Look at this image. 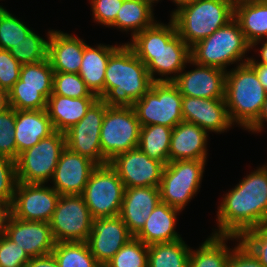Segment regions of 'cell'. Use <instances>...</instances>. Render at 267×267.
Segmentation results:
<instances>
[{
  "instance_id": "6da1fadb",
  "label": "cell",
  "mask_w": 267,
  "mask_h": 267,
  "mask_svg": "<svg viewBox=\"0 0 267 267\" xmlns=\"http://www.w3.org/2000/svg\"><path fill=\"white\" fill-rule=\"evenodd\" d=\"M214 235L240 236L267 219V165L245 176L225 194L217 211Z\"/></svg>"
},
{
  "instance_id": "7a4b0ae2",
  "label": "cell",
  "mask_w": 267,
  "mask_h": 267,
  "mask_svg": "<svg viewBox=\"0 0 267 267\" xmlns=\"http://www.w3.org/2000/svg\"><path fill=\"white\" fill-rule=\"evenodd\" d=\"M131 40L127 44L146 65L153 82L173 81L191 60L190 47L177 34L172 19L168 25L155 22ZM156 73L165 78H155Z\"/></svg>"
},
{
  "instance_id": "3957f363",
  "label": "cell",
  "mask_w": 267,
  "mask_h": 267,
  "mask_svg": "<svg viewBox=\"0 0 267 267\" xmlns=\"http://www.w3.org/2000/svg\"><path fill=\"white\" fill-rule=\"evenodd\" d=\"M152 82L146 65L133 49L127 43L119 45L108 60L101 100L110 107H134Z\"/></svg>"
},
{
  "instance_id": "277c9868",
  "label": "cell",
  "mask_w": 267,
  "mask_h": 267,
  "mask_svg": "<svg viewBox=\"0 0 267 267\" xmlns=\"http://www.w3.org/2000/svg\"><path fill=\"white\" fill-rule=\"evenodd\" d=\"M236 0H192L171 14L177 34L189 46L210 36L234 19Z\"/></svg>"
},
{
  "instance_id": "5b68a950",
  "label": "cell",
  "mask_w": 267,
  "mask_h": 267,
  "mask_svg": "<svg viewBox=\"0 0 267 267\" xmlns=\"http://www.w3.org/2000/svg\"><path fill=\"white\" fill-rule=\"evenodd\" d=\"M266 98L265 88L248 63L226 72L225 101L233 124L247 129L259 117Z\"/></svg>"
},
{
  "instance_id": "8992f818",
  "label": "cell",
  "mask_w": 267,
  "mask_h": 267,
  "mask_svg": "<svg viewBox=\"0 0 267 267\" xmlns=\"http://www.w3.org/2000/svg\"><path fill=\"white\" fill-rule=\"evenodd\" d=\"M251 45L245 38L239 23L233 19L210 36L190 47L191 61L202 66H209L226 71L227 65L235 62L245 64V53ZM242 61V62H241Z\"/></svg>"
},
{
  "instance_id": "52a82bcc",
  "label": "cell",
  "mask_w": 267,
  "mask_h": 267,
  "mask_svg": "<svg viewBox=\"0 0 267 267\" xmlns=\"http://www.w3.org/2000/svg\"><path fill=\"white\" fill-rule=\"evenodd\" d=\"M182 98L172 81L152 82L150 89L133 107L141 127L162 125L174 128L183 121Z\"/></svg>"
},
{
  "instance_id": "ba28073f",
  "label": "cell",
  "mask_w": 267,
  "mask_h": 267,
  "mask_svg": "<svg viewBox=\"0 0 267 267\" xmlns=\"http://www.w3.org/2000/svg\"><path fill=\"white\" fill-rule=\"evenodd\" d=\"M124 184L116 170L108 163L98 165L81 194L93 219L119 216Z\"/></svg>"
},
{
  "instance_id": "9c48e42d",
  "label": "cell",
  "mask_w": 267,
  "mask_h": 267,
  "mask_svg": "<svg viewBox=\"0 0 267 267\" xmlns=\"http://www.w3.org/2000/svg\"><path fill=\"white\" fill-rule=\"evenodd\" d=\"M140 130L141 125L133 107L108 106L100 132L102 155L110 162L118 154L137 148Z\"/></svg>"
},
{
  "instance_id": "30bf717a",
  "label": "cell",
  "mask_w": 267,
  "mask_h": 267,
  "mask_svg": "<svg viewBox=\"0 0 267 267\" xmlns=\"http://www.w3.org/2000/svg\"><path fill=\"white\" fill-rule=\"evenodd\" d=\"M65 147V134L55 131L20 153L15 161L17 182L47 184Z\"/></svg>"
},
{
  "instance_id": "8fae6325",
  "label": "cell",
  "mask_w": 267,
  "mask_h": 267,
  "mask_svg": "<svg viewBox=\"0 0 267 267\" xmlns=\"http://www.w3.org/2000/svg\"><path fill=\"white\" fill-rule=\"evenodd\" d=\"M206 160H179L165 165L161 183V202L182 211L200 188Z\"/></svg>"
},
{
  "instance_id": "7c38bea8",
  "label": "cell",
  "mask_w": 267,
  "mask_h": 267,
  "mask_svg": "<svg viewBox=\"0 0 267 267\" xmlns=\"http://www.w3.org/2000/svg\"><path fill=\"white\" fill-rule=\"evenodd\" d=\"M93 217L81 195H60L52 219V234L58 242H87Z\"/></svg>"
},
{
  "instance_id": "4fadbf2b",
  "label": "cell",
  "mask_w": 267,
  "mask_h": 267,
  "mask_svg": "<svg viewBox=\"0 0 267 267\" xmlns=\"http://www.w3.org/2000/svg\"><path fill=\"white\" fill-rule=\"evenodd\" d=\"M107 105L98 99L86 115L65 134V144L72 152L87 157L97 165L109 162L102 155L100 132Z\"/></svg>"
},
{
  "instance_id": "5bb4252c",
  "label": "cell",
  "mask_w": 267,
  "mask_h": 267,
  "mask_svg": "<svg viewBox=\"0 0 267 267\" xmlns=\"http://www.w3.org/2000/svg\"><path fill=\"white\" fill-rule=\"evenodd\" d=\"M60 194L41 183L17 182L10 213L23 221L49 223Z\"/></svg>"
},
{
  "instance_id": "9a60e30c",
  "label": "cell",
  "mask_w": 267,
  "mask_h": 267,
  "mask_svg": "<svg viewBox=\"0 0 267 267\" xmlns=\"http://www.w3.org/2000/svg\"><path fill=\"white\" fill-rule=\"evenodd\" d=\"M109 164L116 170L125 188L159 187L165 167L138 147L118 154Z\"/></svg>"
},
{
  "instance_id": "2e32d148",
  "label": "cell",
  "mask_w": 267,
  "mask_h": 267,
  "mask_svg": "<svg viewBox=\"0 0 267 267\" xmlns=\"http://www.w3.org/2000/svg\"><path fill=\"white\" fill-rule=\"evenodd\" d=\"M133 236L120 216L97 218L87 240L91 254L104 267Z\"/></svg>"
},
{
  "instance_id": "e0dca14e",
  "label": "cell",
  "mask_w": 267,
  "mask_h": 267,
  "mask_svg": "<svg viewBox=\"0 0 267 267\" xmlns=\"http://www.w3.org/2000/svg\"><path fill=\"white\" fill-rule=\"evenodd\" d=\"M4 234L17 243L30 258L52 253L56 244L50 223L23 221L11 213L6 221Z\"/></svg>"
},
{
  "instance_id": "ac0fdd59",
  "label": "cell",
  "mask_w": 267,
  "mask_h": 267,
  "mask_svg": "<svg viewBox=\"0 0 267 267\" xmlns=\"http://www.w3.org/2000/svg\"><path fill=\"white\" fill-rule=\"evenodd\" d=\"M98 165L65 147L52 177L53 188L60 195H81L92 171Z\"/></svg>"
},
{
  "instance_id": "d6986e66",
  "label": "cell",
  "mask_w": 267,
  "mask_h": 267,
  "mask_svg": "<svg viewBox=\"0 0 267 267\" xmlns=\"http://www.w3.org/2000/svg\"><path fill=\"white\" fill-rule=\"evenodd\" d=\"M196 69L183 72L172 81L182 96L225 99L226 71L193 63ZM183 72V73H182Z\"/></svg>"
},
{
  "instance_id": "ffe728a7",
  "label": "cell",
  "mask_w": 267,
  "mask_h": 267,
  "mask_svg": "<svg viewBox=\"0 0 267 267\" xmlns=\"http://www.w3.org/2000/svg\"><path fill=\"white\" fill-rule=\"evenodd\" d=\"M183 121L193 123L209 131L221 133L231 128L225 99H205L183 96Z\"/></svg>"
},
{
  "instance_id": "44dd1931",
  "label": "cell",
  "mask_w": 267,
  "mask_h": 267,
  "mask_svg": "<svg viewBox=\"0 0 267 267\" xmlns=\"http://www.w3.org/2000/svg\"><path fill=\"white\" fill-rule=\"evenodd\" d=\"M160 201L159 187L125 188L119 216L132 236L141 231Z\"/></svg>"
},
{
  "instance_id": "7402d4cb",
  "label": "cell",
  "mask_w": 267,
  "mask_h": 267,
  "mask_svg": "<svg viewBox=\"0 0 267 267\" xmlns=\"http://www.w3.org/2000/svg\"><path fill=\"white\" fill-rule=\"evenodd\" d=\"M48 60L54 72L79 73L85 42L68 33L50 30L47 34Z\"/></svg>"
},
{
  "instance_id": "603a6c76",
  "label": "cell",
  "mask_w": 267,
  "mask_h": 267,
  "mask_svg": "<svg viewBox=\"0 0 267 267\" xmlns=\"http://www.w3.org/2000/svg\"><path fill=\"white\" fill-rule=\"evenodd\" d=\"M207 132L196 124L182 121L172 130L169 160H207Z\"/></svg>"
},
{
  "instance_id": "cb8c5ba5",
  "label": "cell",
  "mask_w": 267,
  "mask_h": 267,
  "mask_svg": "<svg viewBox=\"0 0 267 267\" xmlns=\"http://www.w3.org/2000/svg\"><path fill=\"white\" fill-rule=\"evenodd\" d=\"M15 143L17 158L20 153L55 132L46 109L16 110Z\"/></svg>"
},
{
  "instance_id": "d4e9b609",
  "label": "cell",
  "mask_w": 267,
  "mask_h": 267,
  "mask_svg": "<svg viewBox=\"0 0 267 267\" xmlns=\"http://www.w3.org/2000/svg\"><path fill=\"white\" fill-rule=\"evenodd\" d=\"M179 212L181 211L160 201L135 237L145 245L182 239L175 230Z\"/></svg>"
},
{
  "instance_id": "484cf974",
  "label": "cell",
  "mask_w": 267,
  "mask_h": 267,
  "mask_svg": "<svg viewBox=\"0 0 267 267\" xmlns=\"http://www.w3.org/2000/svg\"><path fill=\"white\" fill-rule=\"evenodd\" d=\"M234 19L251 48L267 38V0H236Z\"/></svg>"
},
{
  "instance_id": "4316f807",
  "label": "cell",
  "mask_w": 267,
  "mask_h": 267,
  "mask_svg": "<svg viewBox=\"0 0 267 267\" xmlns=\"http://www.w3.org/2000/svg\"><path fill=\"white\" fill-rule=\"evenodd\" d=\"M99 98H71L52 93L47 100V112L55 131L65 133L77 124Z\"/></svg>"
},
{
  "instance_id": "83f0119b",
  "label": "cell",
  "mask_w": 267,
  "mask_h": 267,
  "mask_svg": "<svg viewBox=\"0 0 267 267\" xmlns=\"http://www.w3.org/2000/svg\"><path fill=\"white\" fill-rule=\"evenodd\" d=\"M118 45H101L91 47L85 43L83 59L79 75L85 81L87 88L99 99L104 97V80L110 55Z\"/></svg>"
},
{
  "instance_id": "f1b7e54d",
  "label": "cell",
  "mask_w": 267,
  "mask_h": 267,
  "mask_svg": "<svg viewBox=\"0 0 267 267\" xmlns=\"http://www.w3.org/2000/svg\"><path fill=\"white\" fill-rule=\"evenodd\" d=\"M153 5L145 0H123L115 21L109 27L123 31L131 30L133 38L137 33L155 23Z\"/></svg>"
},
{
  "instance_id": "f546056e",
  "label": "cell",
  "mask_w": 267,
  "mask_h": 267,
  "mask_svg": "<svg viewBox=\"0 0 267 267\" xmlns=\"http://www.w3.org/2000/svg\"><path fill=\"white\" fill-rule=\"evenodd\" d=\"M228 239L240 240L238 236L231 235L209 236L199 249H191L188 267H227L232 252L225 243Z\"/></svg>"
},
{
  "instance_id": "4dcf8cb0",
  "label": "cell",
  "mask_w": 267,
  "mask_h": 267,
  "mask_svg": "<svg viewBox=\"0 0 267 267\" xmlns=\"http://www.w3.org/2000/svg\"><path fill=\"white\" fill-rule=\"evenodd\" d=\"M190 251L182 239L148 245L147 267H188Z\"/></svg>"
},
{
  "instance_id": "1f68e13d",
  "label": "cell",
  "mask_w": 267,
  "mask_h": 267,
  "mask_svg": "<svg viewBox=\"0 0 267 267\" xmlns=\"http://www.w3.org/2000/svg\"><path fill=\"white\" fill-rule=\"evenodd\" d=\"M172 130L173 128L162 125L141 127L138 148L151 159L168 164Z\"/></svg>"
},
{
  "instance_id": "d6a6232c",
  "label": "cell",
  "mask_w": 267,
  "mask_h": 267,
  "mask_svg": "<svg viewBox=\"0 0 267 267\" xmlns=\"http://www.w3.org/2000/svg\"><path fill=\"white\" fill-rule=\"evenodd\" d=\"M59 267H102L87 242H58L52 250Z\"/></svg>"
},
{
  "instance_id": "836d02e7",
  "label": "cell",
  "mask_w": 267,
  "mask_h": 267,
  "mask_svg": "<svg viewBox=\"0 0 267 267\" xmlns=\"http://www.w3.org/2000/svg\"><path fill=\"white\" fill-rule=\"evenodd\" d=\"M54 70L48 59L32 64H23L19 80L13 87L41 88V94L48 100L53 93Z\"/></svg>"
},
{
  "instance_id": "e575fe53",
  "label": "cell",
  "mask_w": 267,
  "mask_h": 267,
  "mask_svg": "<svg viewBox=\"0 0 267 267\" xmlns=\"http://www.w3.org/2000/svg\"><path fill=\"white\" fill-rule=\"evenodd\" d=\"M48 43L31 30L9 52L21 65L37 63L48 59Z\"/></svg>"
},
{
  "instance_id": "d590c367",
  "label": "cell",
  "mask_w": 267,
  "mask_h": 267,
  "mask_svg": "<svg viewBox=\"0 0 267 267\" xmlns=\"http://www.w3.org/2000/svg\"><path fill=\"white\" fill-rule=\"evenodd\" d=\"M148 245L132 237L104 267H147Z\"/></svg>"
},
{
  "instance_id": "8d00e7d4",
  "label": "cell",
  "mask_w": 267,
  "mask_h": 267,
  "mask_svg": "<svg viewBox=\"0 0 267 267\" xmlns=\"http://www.w3.org/2000/svg\"><path fill=\"white\" fill-rule=\"evenodd\" d=\"M53 93L71 98H99L86 86L79 74L54 72Z\"/></svg>"
},
{
  "instance_id": "74e56055",
  "label": "cell",
  "mask_w": 267,
  "mask_h": 267,
  "mask_svg": "<svg viewBox=\"0 0 267 267\" xmlns=\"http://www.w3.org/2000/svg\"><path fill=\"white\" fill-rule=\"evenodd\" d=\"M30 31L31 28L0 5V49H11Z\"/></svg>"
},
{
  "instance_id": "f35d334b",
  "label": "cell",
  "mask_w": 267,
  "mask_h": 267,
  "mask_svg": "<svg viewBox=\"0 0 267 267\" xmlns=\"http://www.w3.org/2000/svg\"><path fill=\"white\" fill-rule=\"evenodd\" d=\"M9 107L15 110H43L47 108V99L41 94V88L12 87L8 91Z\"/></svg>"
},
{
  "instance_id": "ab89813d",
  "label": "cell",
  "mask_w": 267,
  "mask_h": 267,
  "mask_svg": "<svg viewBox=\"0 0 267 267\" xmlns=\"http://www.w3.org/2000/svg\"><path fill=\"white\" fill-rule=\"evenodd\" d=\"M16 110L9 107L0 113V156L17 160L15 143Z\"/></svg>"
},
{
  "instance_id": "60d3db41",
  "label": "cell",
  "mask_w": 267,
  "mask_h": 267,
  "mask_svg": "<svg viewBox=\"0 0 267 267\" xmlns=\"http://www.w3.org/2000/svg\"><path fill=\"white\" fill-rule=\"evenodd\" d=\"M239 239L257 260L267 267V219L260 225L243 232Z\"/></svg>"
},
{
  "instance_id": "b9f144b4",
  "label": "cell",
  "mask_w": 267,
  "mask_h": 267,
  "mask_svg": "<svg viewBox=\"0 0 267 267\" xmlns=\"http://www.w3.org/2000/svg\"><path fill=\"white\" fill-rule=\"evenodd\" d=\"M17 184L16 163L14 160L0 156V202L12 205Z\"/></svg>"
},
{
  "instance_id": "7bdbcfd3",
  "label": "cell",
  "mask_w": 267,
  "mask_h": 267,
  "mask_svg": "<svg viewBox=\"0 0 267 267\" xmlns=\"http://www.w3.org/2000/svg\"><path fill=\"white\" fill-rule=\"evenodd\" d=\"M28 254L5 234L0 236V267H25Z\"/></svg>"
},
{
  "instance_id": "ee69618b",
  "label": "cell",
  "mask_w": 267,
  "mask_h": 267,
  "mask_svg": "<svg viewBox=\"0 0 267 267\" xmlns=\"http://www.w3.org/2000/svg\"><path fill=\"white\" fill-rule=\"evenodd\" d=\"M21 64L9 50L0 49V88L9 91L19 80Z\"/></svg>"
},
{
  "instance_id": "f6af8a7d",
  "label": "cell",
  "mask_w": 267,
  "mask_h": 267,
  "mask_svg": "<svg viewBox=\"0 0 267 267\" xmlns=\"http://www.w3.org/2000/svg\"><path fill=\"white\" fill-rule=\"evenodd\" d=\"M90 3L93 19L109 27L115 21L123 0H91Z\"/></svg>"
},
{
  "instance_id": "bcb514c9",
  "label": "cell",
  "mask_w": 267,
  "mask_h": 267,
  "mask_svg": "<svg viewBox=\"0 0 267 267\" xmlns=\"http://www.w3.org/2000/svg\"><path fill=\"white\" fill-rule=\"evenodd\" d=\"M238 242L228 258L227 267H264L240 240Z\"/></svg>"
},
{
  "instance_id": "7dc6e473",
  "label": "cell",
  "mask_w": 267,
  "mask_h": 267,
  "mask_svg": "<svg viewBox=\"0 0 267 267\" xmlns=\"http://www.w3.org/2000/svg\"><path fill=\"white\" fill-rule=\"evenodd\" d=\"M25 267H59L52 253L31 258Z\"/></svg>"
},
{
  "instance_id": "c3c4849f",
  "label": "cell",
  "mask_w": 267,
  "mask_h": 267,
  "mask_svg": "<svg viewBox=\"0 0 267 267\" xmlns=\"http://www.w3.org/2000/svg\"><path fill=\"white\" fill-rule=\"evenodd\" d=\"M265 122H267V98L261 109L259 117L246 130L252 131L253 133L261 132Z\"/></svg>"
},
{
  "instance_id": "681fc988",
  "label": "cell",
  "mask_w": 267,
  "mask_h": 267,
  "mask_svg": "<svg viewBox=\"0 0 267 267\" xmlns=\"http://www.w3.org/2000/svg\"><path fill=\"white\" fill-rule=\"evenodd\" d=\"M256 72L257 78L259 79L262 86L267 92V65L262 63H248Z\"/></svg>"
},
{
  "instance_id": "f907efd6",
  "label": "cell",
  "mask_w": 267,
  "mask_h": 267,
  "mask_svg": "<svg viewBox=\"0 0 267 267\" xmlns=\"http://www.w3.org/2000/svg\"><path fill=\"white\" fill-rule=\"evenodd\" d=\"M10 215V206L0 202V236L4 234L6 221Z\"/></svg>"
},
{
  "instance_id": "816d5d0a",
  "label": "cell",
  "mask_w": 267,
  "mask_h": 267,
  "mask_svg": "<svg viewBox=\"0 0 267 267\" xmlns=\"http://www.w3.org/2000/svg\"><path fill=\"white\" fill-rule=\"evenodd\" d=\"M260 52V59L261 61L258 62V60L256 61L255 59L252 58H249L247 63H262V64H265L267 65V40L262 44V47L260 48L259 50Z\"/></svg>"
},
{
  "instance_id": "f5cc1de1",
  "label": "cell",
  "mask_w": 267,
  "mask_h": 267,
  "mask_svg": "<svg viewBox=\"0 0 267 267\" xmlns=\"http://www.w3.org/2000/svg\"><path fill=\"white\" fill-rule=\"evenodd\" d=\"M9 108L8 92L0 88V113Z\"/></svg>"
},
{
  "instance_id": "db71d44e",
  "label": "cell",
  "mask_w": 267,
  "mask_h": 267,
  "mask_svg": "<svg viewBox=\"0 0 267 267\" xmlns=\"http://www.w3.org/2000/svg\"><path fill=\"white\" fill-rule=\"evenodd\" d=\"M176 5H177V7L178 6H180V5H182V4H185V3H187V2H190V1H192V0H172Z\"/></svg>"
},
{
  "instance_id": "11a10c76",
  "label": "cell",
  "mask_w": 267,
  "mask_h": 267,
  "mask_svg": "<svg viewBox=\"0 0 267 267\" xmlns=\"http://www.w3.org/2000/svg\"><path fill=\"white\" fill-rule=\"evenodd\" d=\"M145 1H148V2H150L151 4H153V3H155V1H159V0H145Z\"/></svg>"
}]
</instances>
